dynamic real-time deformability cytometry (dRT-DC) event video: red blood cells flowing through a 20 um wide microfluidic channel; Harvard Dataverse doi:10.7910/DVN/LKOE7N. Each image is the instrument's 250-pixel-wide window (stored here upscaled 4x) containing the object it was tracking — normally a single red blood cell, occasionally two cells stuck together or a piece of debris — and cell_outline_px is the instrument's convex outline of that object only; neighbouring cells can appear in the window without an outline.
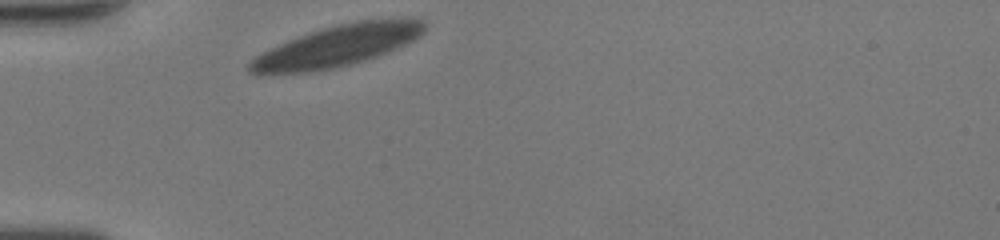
{"species": "human", "species_latin": "Homo sapiens", "temperature_condition": "room temperature", "stored_images_in_passage": 30, "camera_frame_rate_fps": 3000, "um_per_image_px": 0.085, "donor": {"sex": "female"}, "frame": {"image": 1, "passage_image": 1, "time_ms": 0.0, "image_size_px": [1000, 240], "cell_outline_px": [[424, 32], [420, 36], [388, 52], [352, 64], [336, 68], [312, 72], [264, 76], [256, 76], [248, 72], [248, 64], [256, 56], [288, 40], [308, 32], [340, 24], [360, 20], [424, 20]], "centroid_in_image_um": [28.53, 3.97], "position_along_channel_um": 56.5, "area_um2": 41.67}}
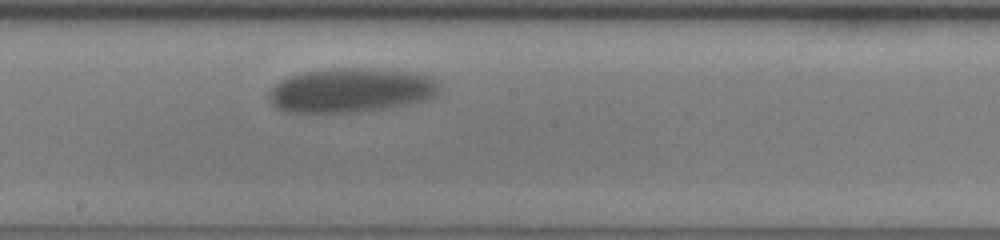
{"frame": {"image": 2, "passage_image": 16, "time_ms": 5.0, "image_size_px": [1000, 240], "cell_outline_px": [[440, 96], [432, 100], [384, 108], [356, 112], [284, 112], [276, 108], [268, 100], [268, 92], [276, 84], [288, 76], [304, 72], [332, 68], [364, 68], [404, 72], [428, 76], [436, 80], [440, 84]], "centroid_in_image_um": [29.85, 7.69], "position_along_channel_um": 218.4, "area_um2": 44.22}}
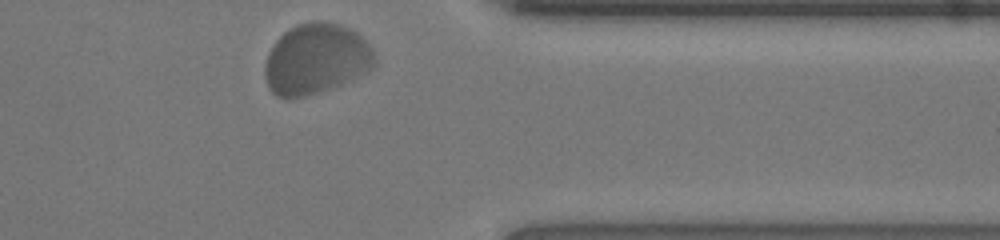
{"frame": {"image": 3, "passage_image": 30, "time_ms": 9.667, "image_size_px": [1000, 240], "cell_outline_px": [[376, 64], [372, 68], [340, 84], [304, 96], [276, 96], [268, 88], [264, 72], [264, 64], [268, 52], [272, 44], [288, 28], [296, 24], [316, 20], [340, 24], [356, 32], [372, 48], [376, 60]], "centroid_in_image_um": [26.83, 4.97], "position_along_channel_um": 384.6, "area_um2": 44.8}, "authors_computed_cell_mechanics": {"area_um2": 42.194, "velocity_mm_per_s": 3.6187, "shape_relaxation_time_tau1_ms": 2.95, "shape_relaxation_time_tau2_ms": null, "deformation_change_tau1": 0.0506, "deformation_change_tau2": null}}